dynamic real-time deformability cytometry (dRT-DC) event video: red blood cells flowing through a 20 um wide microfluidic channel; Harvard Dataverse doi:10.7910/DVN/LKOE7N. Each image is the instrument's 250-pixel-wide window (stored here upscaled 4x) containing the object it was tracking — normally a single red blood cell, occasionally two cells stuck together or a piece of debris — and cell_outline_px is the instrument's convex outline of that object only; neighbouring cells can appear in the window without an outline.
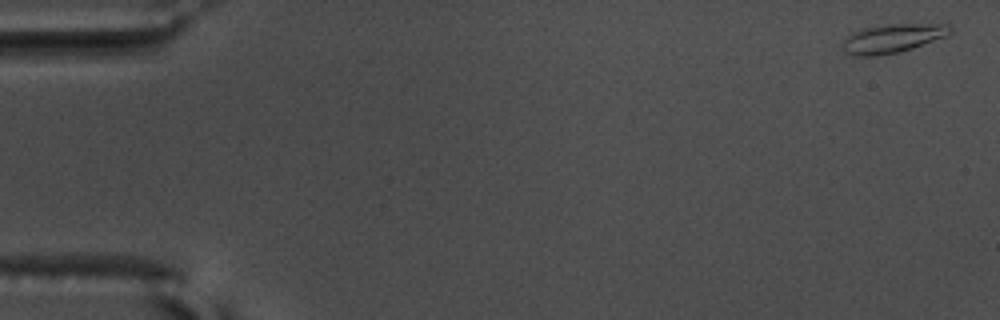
{"species": "common noctule bat (a hibernating species)", "species_latin": "Nyctalus noctula", "temperature_condition": "warm", "stored_images_in_passage": 56, "camera_frame_rate_fps": 3000, "um_per_image_px": 0.085, "animal": {"sex": "male", "body_mass_g": 17.5, "forearm_length_mm": 52.3}, "frame": {"image": 1, "passage_image": 1, "time_ms": 0.0, "image_size_px": [1000, 320], "cell_outline_px": [[952, 32], [948, 36], [900, 52], [872, 56], [856, 56], [844, 52], [844, 40], [852, 32], [864, 28], [888, 24], [948, 24], [952, 28]], "centroid_in_image_um": [75.91, 3.26], "position_along_channel_um": 9.1, "area_um2": 17.98}}
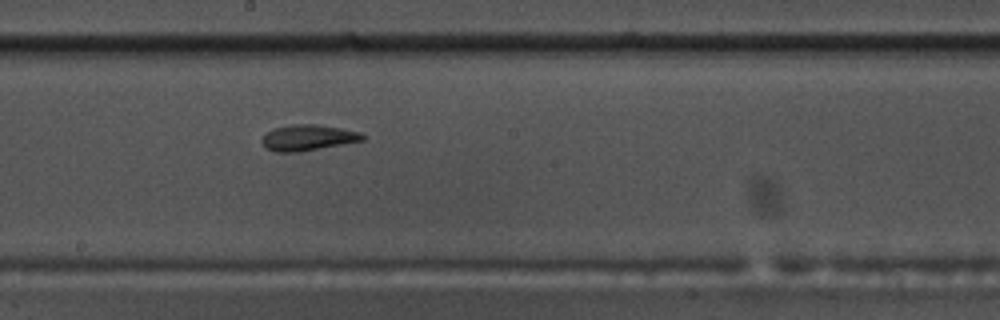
{"frame": {"image": 2, "passage_image": 31, "time_ms": 10.0, "image_size_px": [1000, 320], "cell_outline_px": [[364, 140], [300, 152], [272, 152], [264, 148], [260, 140], [268, 132], [276, 128], [292, 124], [316, 124], [340, 128], [360, 132], [364, 136]], "centroid_in_image_um": [26.13, 11.71], "position_along_channel_um": 222.1, "area_um2": 15.14}}
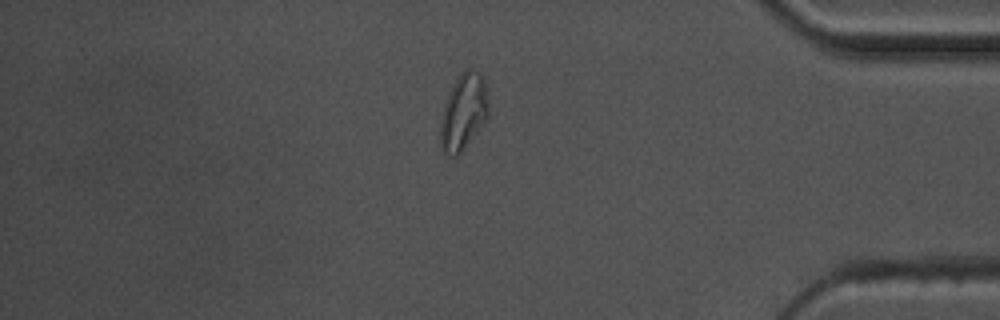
{"frame": {"image": 3, "passage_image": 48, "time_ms": 15.667, "image_size_px": [1000, 320], "cell_outline_px": [[488, 116], [460, 152], [456, 156], [452, 156], [440, 152], [440, 124], [444, 104], [448, 92], [452, 84], [460, 72], [464, 68], [472, 68], [480, 72], [484, 80], [488, 100]], "centroid_in_image_um": [39.36, 9.46], "position_along_channel_um": 395.8, "area_um2": 21.44}, "authors_computed_cell_mechanics": {"area_um2": 15.8661, "velocity_mm_per_s": 3.5832, "shape_relaxation_time_tau1_ms": 8.1145, "shape_relaxation_time_tau2_ms": 2.7258, "deformation_change_tau1": 0.2516, "deformation_change_tau2": 0.0762}}